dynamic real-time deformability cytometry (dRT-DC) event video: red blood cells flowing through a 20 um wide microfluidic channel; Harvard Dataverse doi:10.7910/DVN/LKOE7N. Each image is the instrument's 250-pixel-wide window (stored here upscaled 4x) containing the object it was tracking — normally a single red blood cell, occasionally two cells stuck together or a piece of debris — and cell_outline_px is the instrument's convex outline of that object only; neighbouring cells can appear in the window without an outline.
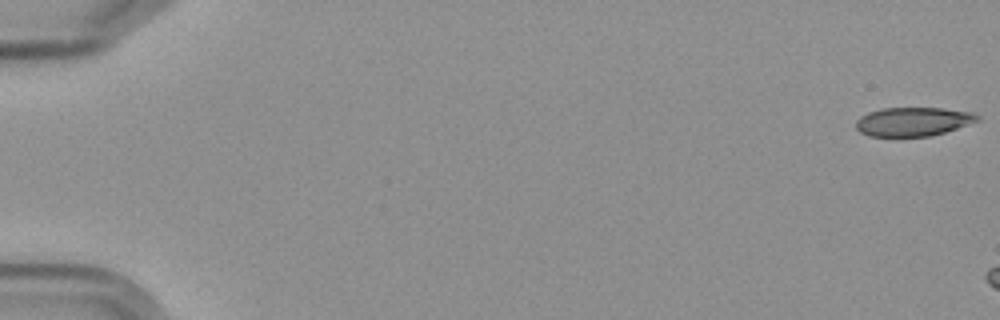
{"species": "Egyptian fruit bat (a non-hibernating species)", "species_latin": "Rousettus aegyptiacus", "temperature_condition": "cold", "stored_images_in_passage": 8, "camera_frame_rate_fps": 3000, "um_per_image_px": 0.085, "frame": {"image": 1, "passage_image": 1, "time_ms": 0.0, "image_size_px": [1000, 320], "cell_outline_px": [[980, 120], [944, 132], [928, 136], [868, 136], [860, 132], [856, 128], [856, 120], [860, 116], [868, 112], [880, 108], [944, 108], [972, 112], [980, 116]], "centroid_in_image_um": [77.59, 10.33], "position_along_channel_um": 7.4, "area_um2": 20.4}}
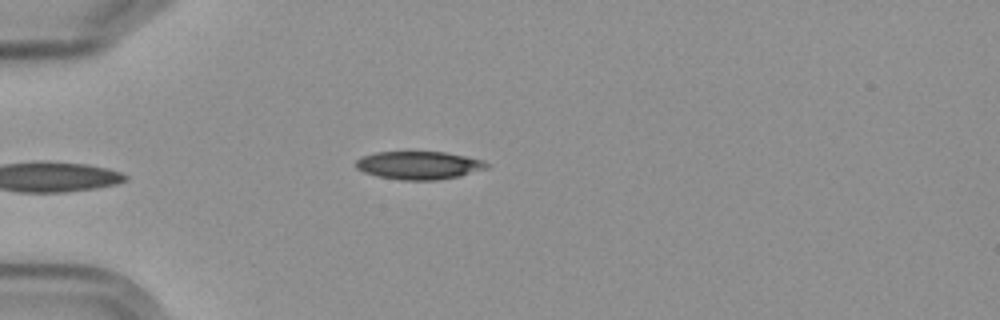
{"frame": {"image": 2, "passage_image": 8, "time_ms": 9.0, "image_size_px": [1000, 320], "cell_outline_px": [[488, 168], [460, 176], [440, 180], [400, 180], [376, 176], [364, 172], [356, 168], [356, 160], [360, 156], [376, 152], [444, 152], [484, 160], [488, 164]], "centroid_in_image_um": [35.59, 14.05], "position_along_channel_um": 49.4, "area_um2": 21.5}}